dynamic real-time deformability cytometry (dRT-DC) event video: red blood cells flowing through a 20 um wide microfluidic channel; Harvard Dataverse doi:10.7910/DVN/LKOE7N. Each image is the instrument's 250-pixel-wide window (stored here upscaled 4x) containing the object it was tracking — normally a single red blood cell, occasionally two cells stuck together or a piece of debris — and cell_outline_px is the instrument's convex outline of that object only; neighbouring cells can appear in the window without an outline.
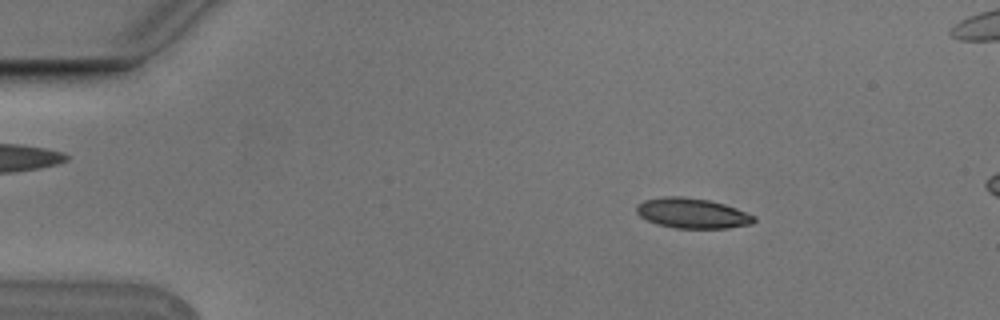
{"species": "Egyptian fruit bat (a non-hibernating species)", "species_latin": "Rousettus aegyptiacus", "temperature_condition": "cold", "stored_images_in_passage": 6, "camera_frame_rate_fps": 3000, "um_per_image_px": 0.085, "animal": {"sex": "male"}, "frame": {"image": 1, "passage_image": 3, "time_ms": 0.667, "image_size_px": [1000, 320], "cell_outline_px": [[756, 220], [752, 224], [728, 228], [676, 228], [656, 224], [640, 216], [636, 212], [636, 204], [644, 200], [664, 196], [680, 196], [708, 200], [724, 204], [736, 208], [756, 216]], "centroid_in_image_um": [58.84, 18.12], "position_along_channel_um": 26.2, "area_um2": 20.69}}